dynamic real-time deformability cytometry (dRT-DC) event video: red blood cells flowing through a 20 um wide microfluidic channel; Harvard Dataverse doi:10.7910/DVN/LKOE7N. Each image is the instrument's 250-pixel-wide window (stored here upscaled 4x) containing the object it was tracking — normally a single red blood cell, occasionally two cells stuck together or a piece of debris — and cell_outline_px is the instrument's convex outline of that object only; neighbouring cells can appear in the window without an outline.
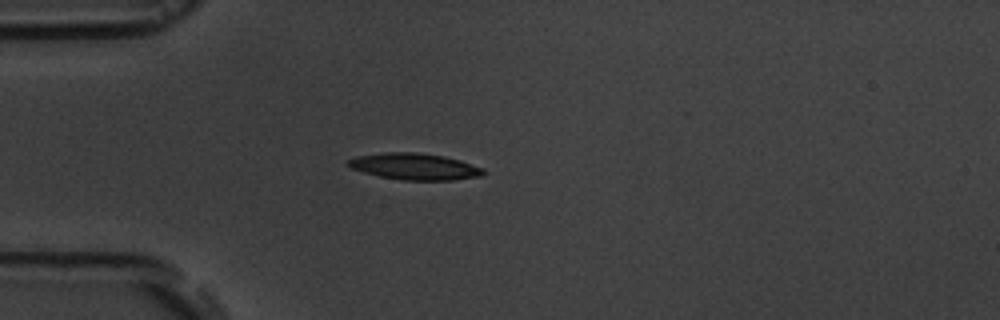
{"species": "common noctule bat (a hibernating species)", "species_latin": "Nyctalus noctula", "temperature_condition": "room temperature", "stored_images_in_passage": 3, "camera_frame_rate_fps": 3000, "um_per_image_px": 0.085, "animal": {"sex": "male", "body_mass_g": 19.5, "forearm_length_mm": 54.6}, "frame": {"image": 1, "passage_image": 3, "time_ms": 2.333, "image_size_px": [1000, 320], "cell_outline_px": [[484, 172], [480, 176], [452, 180], [404, 180], [380, 176], [364, 172], [352, 168], [348, 164], [348, 160], [356, 156], [384, 152], [416, 152], [444, 156], [460, 160], [484, 168]], "centroid_in_image_um": [35.26, 14.14], "position_along_channel_um": 49.7, "area_um2": 20.69}}